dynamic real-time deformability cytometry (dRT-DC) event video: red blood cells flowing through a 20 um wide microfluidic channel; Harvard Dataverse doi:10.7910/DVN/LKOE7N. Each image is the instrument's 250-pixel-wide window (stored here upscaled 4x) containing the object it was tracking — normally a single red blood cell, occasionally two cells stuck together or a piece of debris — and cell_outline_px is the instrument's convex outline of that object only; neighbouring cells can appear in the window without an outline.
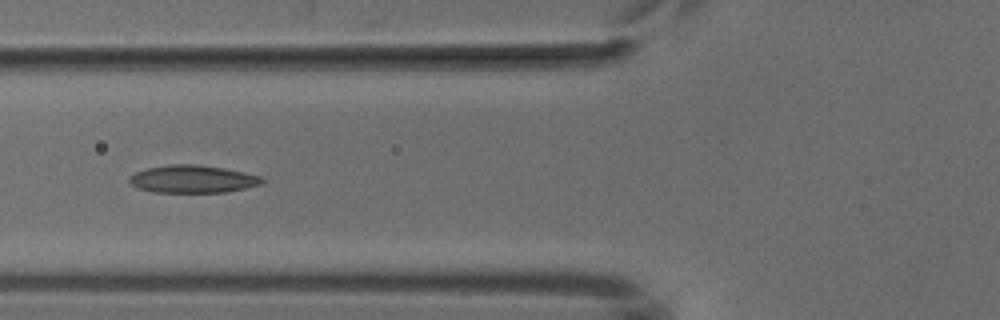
{"species": "common noctule bat (a hibernating species)", "species_latin": "Nyctalus noctula", "temperature_condition": "cold", "stored_images_in_passage": 6, "camera_frame_rate_fps": 3000, "um_per_image_px": 0.085, "animal": {"sex": "male", "body_mass_g": 18.8}, "frame": {"image": 1, "passage_image": 6, "time_ms": 5.667, "image_size_px": [1000, 320], "cell_outline_px": [[264, 180], [260, 184], [244, 188], [224, 192], [152, 192], [136, 188], [128, 180], [128, 176], [136, 172], [148, 168], [172, 164], [196, 164], [224, 168], [244, 172], [260, 176]], "centroid_in_image_um": [16.33, 15.22], "position_along_channel_um": 109.5, "area_um2": 21.27}}